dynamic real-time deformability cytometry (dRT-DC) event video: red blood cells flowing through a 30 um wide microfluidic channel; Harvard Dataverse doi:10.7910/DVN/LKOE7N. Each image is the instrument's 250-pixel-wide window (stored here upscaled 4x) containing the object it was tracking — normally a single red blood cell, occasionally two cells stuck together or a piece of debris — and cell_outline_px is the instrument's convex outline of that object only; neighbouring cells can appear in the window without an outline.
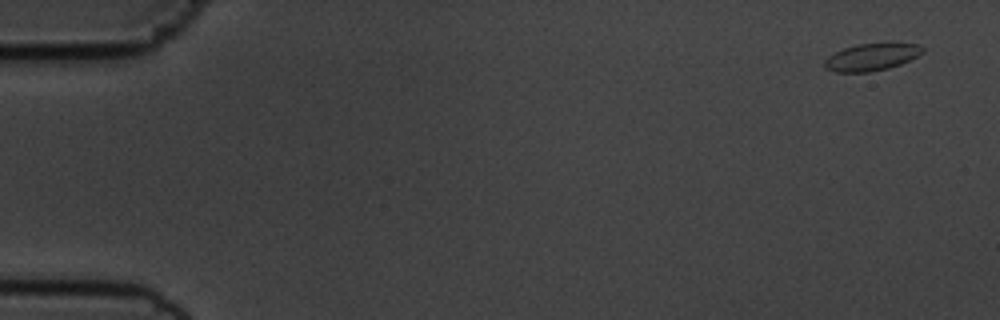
{"species": "common noctule bat (a hibernating species)", "species_latin": "Nyctalus noctula", "temperature_condition": "cold", "stored_images_in_passage": 55, "camera_frame_rate_fps": 3000, "um_per_image_px": 0.085, "animal": {"sex": "male", "body_mass_g": 19.5, "forearm_length_mm": 54.6}, "frame": {"image": 1, "passage_image": 1, "time_ms": 0.0, "image_size_px": [1000, 320], "cell_outline_px": [[924, 52], [900, 64], [888, 68], [868, 72], [836, 72], [824, 68], [824, 60], [828, 56], [844, 48], [856, 44], [916, 44], [924, 48]], "centroid_in_image_um": [74.03, 4.86], "position_along_channel_um": 11.0, "area_um2": 15.2}}
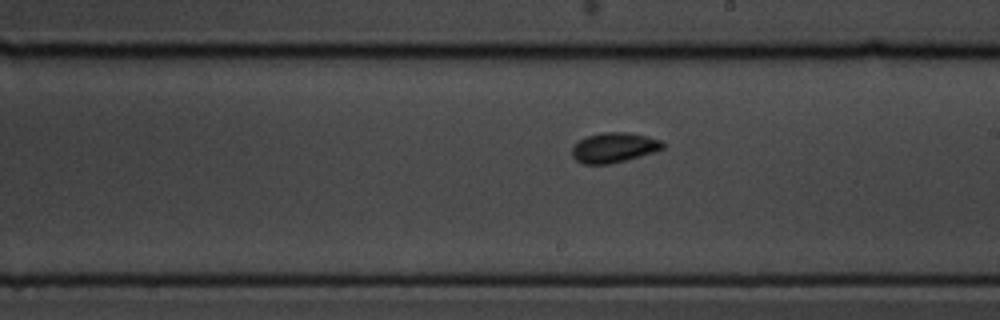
{"frame": {"image": 2, "passage_image": 31, "time_ms": 10.0, "image_size_px": [1000, 320], "cell_outline_px": [[664, 148], [656, 152], [608, 164], [584, 164], [576, 160], [572, 156], [572, 148], [580, 140], [588, 136], [600, 132], [628, 132], [648, 136], [660, 140], [664, 144]], "centroid_in_image_um": [52.2, 12.54], "position_along_channel_um": 236.8, "area_um2": 15.78}}
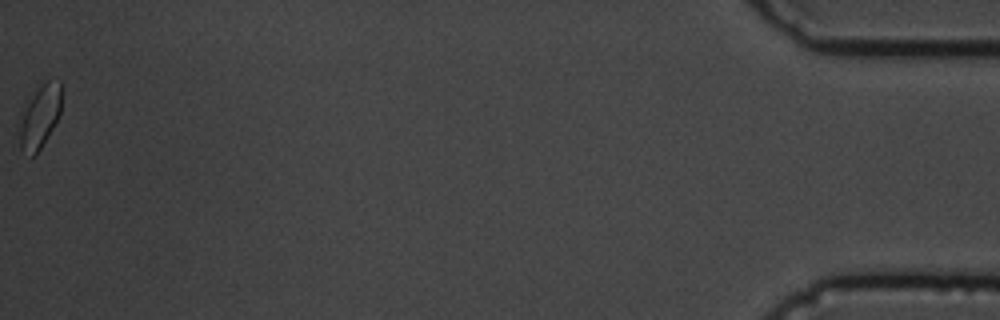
{"frame": {"image": 3, "passage_image": 55, "time_ms": 18.0, "image_size_px": [1000, 320], "cell_outline_px": [[60, 116], [36, 156], [32, 156], [20, 148], [20, 112], [24, 100], [28, 92], [40, 84], [48, 80], [60, 80]], "centroid_in_image_um": [3.34, 9.83], "position_along_channel_um": 431.9, "area_um2": 16.13}, "authors_computed_cell_mechanics": {"area_um2": 15.317, "velocity_mm_per_s": 3.6046, "shape_relaxation_time_tau1_ms": 3.2958, "shape_relaxation_time_tau2_ms": 0.6687, "deformation_change_tau1": 0.0863, "deformation_change_tau2": 0.0384}}